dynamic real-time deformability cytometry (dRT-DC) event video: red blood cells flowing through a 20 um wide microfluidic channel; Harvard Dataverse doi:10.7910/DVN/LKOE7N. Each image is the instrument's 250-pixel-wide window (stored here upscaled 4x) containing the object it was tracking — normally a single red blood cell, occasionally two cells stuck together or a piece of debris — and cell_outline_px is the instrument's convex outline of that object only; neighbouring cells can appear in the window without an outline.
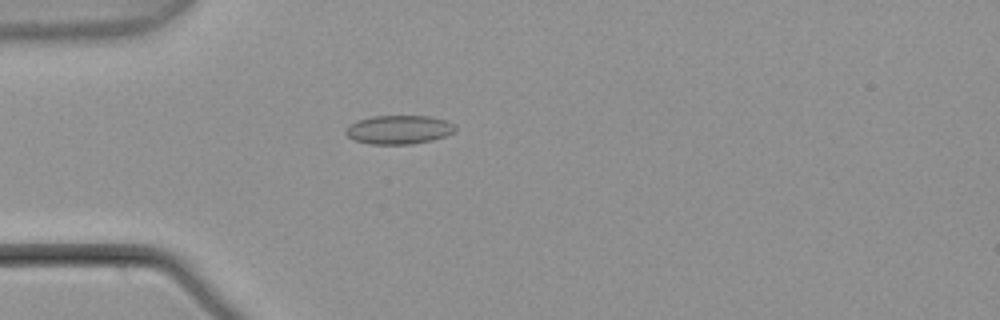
{"species": "common noctule bat (a hibernating species)", "species_latin": "Nyctalus noctula", "temperature_condition": "warm", "stored_images_in_passage": 55, "camera_frame_rate_fps": 3000, "um_per_image_px": 0.085, "animal": {"sex": "male", "body_mass_g": 21.5, "forearm_length_mm": 52.0}, "frame": {"image": 1, "passage_image": 16, "time_ms": 5.0, "image_size_px": [1000, 320], "cell_outline_px": [[456, 128], [452, 132], [444, 136], [432, 140], [412, 144], [372, 144], [352, 140], [344, 132], [356, 120], [372, 116], [432, 116], [448, 120]], "centroid_in_image_um": [33.9, 11.01], "position_along_channel_um": 51.1, "area_um2": 18.32}}
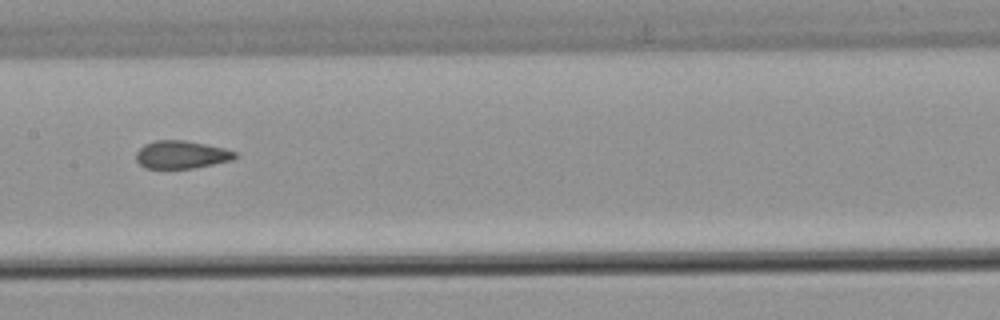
{"frame": {"image": 2, "passage_image": 28, "time_ms": 9.0, "image_size_px": [1000, 320], "cell_outline_px": [[236, 156], [232, 160], [192, 168], [144, 168], [136, 160], [136, 152], [144, 144], [156, 140], [184, 140], [224, 148], [236, 152]], "centroid_in_image_um": [15.38, 13.14], "position_along_channel_um": 192.0, "area_um2": 15.9}}
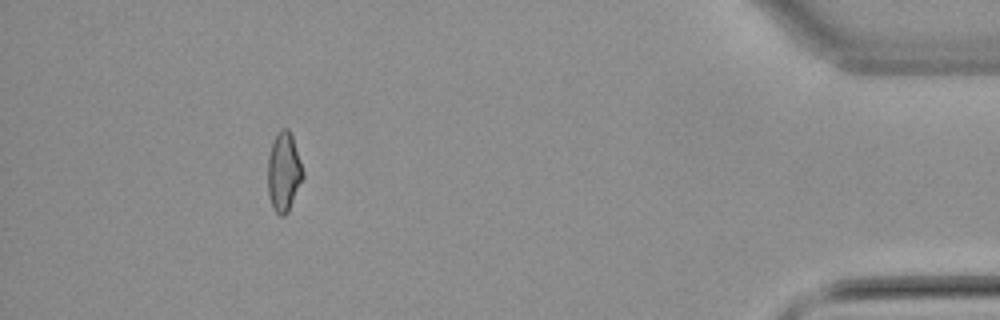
{"frame": {"image": 3, "passage_image": 50, "time_ms": 16.333, "image_size_px": [1000, 320], "cell_outline_px": [[304, 176], [288, 212], [284, 216], [280, 216], [276, 212], [272, 204], [268, 192], [268, 156], [276, 132], [280, 128], [288, 128], [292, 136], [304, 172]], "centroid_in_image_um": [24.12, 14.59], "position_along_channel_um": 411.1, "area_um2": 16.13}, "authors_computed_cell_mechanics": {"area_um2": 16.762, "velocity_mm_per_s": 3.7896, "shape_relaxation_time_tau1_ms": null, "shape_relaxation_time_tau2_ms": 1.7371, "deformation_change_tau1": null, "deformation_change_tau2": 0.0818}}